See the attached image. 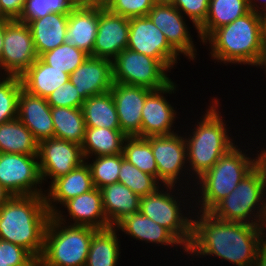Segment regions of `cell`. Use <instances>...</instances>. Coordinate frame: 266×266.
Listing matches in <instances>:
<instances>
[{"label": "cell", "instance_id": "obj_1", "mask_svg": "<svg viewBox=\"0 0 266 266\" xmlns=\"http://www.w3.org/2000/svg\"><path fill=\"white\" fill-rule=\"evenodd\" d=\"M196 216L186 248L190 255H213L237 266H252L258 251L266 244V226L224 221L210 212Z\"/></svg>", "mask_w": 266, "mask_h": 266}, {"label": "cell", "instance_id": "obj_2", "mask_svg": "<svg viewBox=\"0 0 266 266\" xmlns=\"http://www.w3.org/2000/svg\"><path fill=\"white\" fill-rule=\"evenodd\" d=\"M50 217L45 195L12 196L0 206V239L25 248L39 260Z\"/></svg>", "mask_w": 266, "mask_h": 266}, {"label": "cell", "instance_id": "obj_3", "mask_svg": "<svg viewBox=\"0 0 266 266\" xmlns=\"http://www.w3.org/2000/svg\"><path fill=\"white\" fill-rule=\"evenodd\" d=\"M265 32L262 14L250 11L216 29L203 44L209 41L210 54L218 62L256 66L261 58Z\"/></svg>", "mask_w": 266, "mask_h": 266}, {"label": "cell", "instance_id": "obj_4", "mask_svg": "<svg viewBox=\"0 0 266 266\" xmlns=\"http://www.w3.org/2000/svg\"><path fill=\"white\" fill-rule=\"evenodd\" d=\"M59 209L48 220L44 234V250L38 260L42 266H85L93 234L88 226H65ZM64 225V226H63Z\"/></svg>", "mask_w": 266, "mask_h": 266}, {"label": "cell", "instance_id": "obj_5", "mask_svg": "<svg viewBox=\"0 0 266 266\" xmlns=\"http://www.w3.org/2000/svg\"><path fill=\"white\" fill-rule=\"evenodd\" d=\"M212 106L206 110L203 119L197 122L192 136L184 138L187 147V160L190 169L199 179L231 148L235 146L233 139L227 134L226 124L218 111V100H215ZM217 107V108H216Z\"/></svg>", "mask_w": 266, "mask_h": 266}, {"label": "cell", "instance_id": "obj_6", "mask_svg": "<svg viewBox=\"0 0 266 266\" xmlns=\"http://www.w3.org/2000/svg\"><path fill=\"white\" fill-rule=\"evenodd\" d=\"M265 190L266 168L258 164L227 197L220 200L209 212L224 221L266 226ZM256 208L257 211H255Z\"/></svg>", "mask_w": 266, "mask_h": 266}, {"label": "cell", "instance_id": "obj_7", "mask_svg": "<svg viewBox=\"0 0 266 266\" xmlns=\"http://www.w3.org/2000/svg\"><path fill=\"white\" fill-rule=\"evenodd\" d=\"M258 165L257 158L251 159L238 146L231 148L197 181L201 193L200 213L209 212L220 200L227 197ZM199 182V183H198ZM201 186V187H200Z\"/></svg>", "mask_w": 266, "mask_h": 266}, {"label": "cell", "instance_id": "obj_8", "mask_svg": "<svg viewBox=\"0 0 266 266\" xmlns=\"http://www.w3.org/2000/svg\"><path fill=\"white\" fill-rule=\"evenodd\" d=\"M112 69L114 83L157 90L171 82L168 70L158 60L128 48L112 60Z\"/></svg>", "mask_w": 266, "mask_h": 266}, {"label": "cell", "instance_id": "obj_9", "mask_svg": "<svg viewBox=\"0 0 266 266\" xmlns=\"http://www.w3.org/2000/svg\"><path fill=\"white\" fill-rule=\"evenodd\" d=\"M168 189L159 190L150 195L140 197L139 211L146 217H149L155 223L168 229L184 246V251L191 241L192 219L184 217L182 207L177 197L170 192H174L175 185L164 186ZM171 190L169 193L168 191ZM171 194V195H170ZM179 202V203H178ZM181 207V208H180Z\"/></svg>", "mask_w": 266, "mask_h": 266}, {"label": "cell", "instance_id": "obj_10", "mask_svg": "<svg viewBox=\"0 0 266 266\" xmlns=\"http://www.w3.org/2000/svg\"><path fill=\"white\" fill-rule=\"evenodd\" d=\"M0 183L12 196L45 195L37 155L0 153Z\"/></svg>", "mask_w": 266, "mask_h": 266}, {"label": "cell", "instance_id": "obj_11", "mask_svg": "<svg viewBox=\"0 0 266 266\" xmlns=\"http://www.w3.org/2000/svg\"><path fill=\"white\" fill-rule=\"evenodd\" d=\"M127 48L158 60L167 70L172 69L179 53L148 16L129 19Z\"/></svg>", "mask_w": 266, "mask_h": 266}, {"label": "cell", "instance_id": "obj_12", "mask_svg": "<svg viewBox=\"0 0 266 266\" xmlns=\"http://www.w3.org/2000/svg\"><path fill=\"white\" fill-rule=\"evenodd\" d=\"M38 58L30 27L12 20L5 28L0 68L6 76H21Z\"/></svg>", "mask_w": 266, "mask_h": 266}, {"label": "cell", "instance_id": "obj_13", "mask_svg": "<svg viewBox=\"0 0 266 266\" xmlns=\"http://www.w3.org/2000/svg\"><path fill=\"white\" fill-rule=\"evenodd\" d=\"M37 157L42 182L49 176L51 183L85 162L81 145L55 137L38 143Z\"/></svg>", "mask_w": 266, "mask_h": 266}, {"label": "cell", "instance_id": "obj_14", "mask_svg": "<svg viewBox=\"0 0 266 266\" xmlns=\"http://www.w3.org/2000/svg\"><path fill=\"white\" fill-rule=\"evenodd\" d=\"M145 139L151 144L158 169V180L164 185H175L179 181V175L184 169L186 170L183 168L187 161L184 137L175 132L171 135L149 136Z\"/></svg>", "mask_w": 266, "mask_h": 266}, {"label": "cell", "instance_id": "obj_15", "mask_svg": "<svg viewBox=\"0 0 266 266\" xmlns=\"http://www.w3.org/2000/svg\"><path fill=\"white\" fill-rule=\"evenodd\" d=\"M163 32L169 44L178 52L195 60L196 49L183 14L171 3L156 2L147 15ZM189 33V34H188Z\"/></svg>", "mask_w": 266, "mask_h": 266}, {"label": "cell", "instance_id": "obj_16", "mask_svg": "<svg viewBox=\"0 0 266 266\" xmlns=\"http://www.w3.org/2000/svg\"><path fill=\"white\" fill-rule=\"evenodd\" d=\"M129 19L99 5L98 31L95 38L93 57L113 60L127 48Z\"/></svg>", "mask_w": 266, "mask_h": 266}, {"label": "cell", "instance_id": "obj_17", "mask_svg": "<svg viewBox=\"0 0 266 266\" xmlns=\"http://www.w3.org/2000/svg\"><path fill=\"white\" fill-rule=\"evenodd\" d=\"M151 91L140 86L113 83L110 92L114 98L121 131L127 137H141V112Z\"/></svg>", "mask_w": 266, "mask_h": 266}, {"label": "cell", "instance_id": "obj_18", "mask_svg": "<svg viewBox=\"0 0 266 266\" xmlns=\"http://www.w3.org/2000/svg\"><path fill=\"white\" fill-rule=\"evenodd\" d=\"M174 90L176 85L171 81L167 86L152 90L147 95L141 112V138L174 134L172 127L176 112L163 96L166 93H174Z\"/></svg>", "mask_w": 266, "mask_h": 266}, {"label": "cell", "instance_id": "obj_19", "mask_svg": "<svg viewBox=\"0 0 266 266\" xmlns=\"http://www.w3.org/2000/svg\"><path fill=\"white\" fill-rule=\"evenodd\" d=\"M80 96L86 100L91 96L110 91L113 81L112 61L88 56L69 77Z\"/></svg>", "mask_w": 266, "mask_h": 266}, {"label": "cell", "instance_id": "obj_20", "mask_svg": "<svg viewBox=\"0 0 266 266\" xmlns=\"http://www.w3.org/2000/svg\"><path fill=\"white\" fill-rule=\"evenodd\" d=\"M17 118L31 131L38 143L54 138L51 106L45 98L30 94L22 88L18 99Z\"/></svg>", "mask_w": 266, "mask_h": 266}, {"label": "cell", "instance_id": "obj_21", "mask_svg": "<svg viewBox=\"0 0 266 266\" xmlns=\"http://www.w3.org/2000/svg\"><path fill=\"white\" fill-rule=\"evenodd\" d=\"M99 5L76 6L68 14L64 43L83 50L93 57V48L98 31Z\"/></svg>", "mask_w": 266, "mask_h": 266}, {"label": "cell", "instance_id": "obj_22", "mask_svg": "<svg viewBox=\"0 0 266 266\" xmlns=\"http://www.w3.org/2000/svg\"><path fill=\"white\" fill-rule=\"evenodd\" d=\"M88 163L83 162L67 175L61 176L51 183L47 195L45 194L46 206L51 216L58 210L55 203L60 202L59 204L63 205L66 201L94 188Z\"/></svg>", "mask_w": 266, "mask_h": 266}, {"label": "cell", "instance_id": "obj_23", "mask_svg": "<svg viewBox=\"0 0 266 266\" xmlns=\"http://www.w3.org/2000/svg\"><path fill=\"white\" fill-rule=\"evenodd\" d=\"M63 206L67 208L70 218L74 221L70 225L88 226L97 230L112 227L103 209L101 190L96 187L66 201Z\"/></svg>", "mask_w": 266, "mask_h": 266}, {"label": "cell", "instance_id": "obj_24", "mask_svg": "<svg viewBox=\"0 0 266 266\" xmlns=\"http://www.w3.org/2000/svg\"><path fill=\"white\" fill-rule=\"evenodd\" d=\"M114 227L140 241L161 244L162 246L175 245L177 247L182 245L181 248L184 247L168 229L155 223L149 217L144 216L140 211L127 215Z\"/></svg>", "mask_w": 266, "mask_h": 266}, {"label": "cell", "instance_id": "obj_25", "mask_svg": "<svg viewBox=\"0 0 266 266\" xmlns=\"http://www.w3.org/2000/svg\"><path fill=\"white\" fill-rule=\"evenodd\" d=\"M70 75L46 64L40 57L20 76L22 88L30 94L47 98L69 81Z\"/></svg>", "mask_w": 266, "mask_h": 266}, {"label": "cell", "instance_id": "obj_26", "mask_svg": "<svg viewBox=\"0 0 266 266\" xmlns=\"http://www.w3.org/2000/svg\"><path fill=\"white\" fill-rule=\"evenodd\" d=\"M68 14L50 13L28 23L38 57L64 44Z\"/></svg>", "mask_w": 266, "mask_h": 266}, {"label": "cell", "instance_id": "obj_27", "mask_svg": "<svg viewBox=\"0 0 266 266\" xmlns=\"http://www.w3.org/2000/svg\"><path fill=\"white\" fill-rule=\"evenodd\" d=\"M103 209L111 226L127 215L139 212L140 197L121 183L102 187Z\"/></svg>", "mask_w": 266, "mask_h": 266}, {"label": "cell", "instance_id": "obj_28", "mask_svg": "<svg viewBox=\"0 0 266 266\" xmlns=\"http://www.w3.org/2000/svg\"><path fill=\"white\" fill-rule=\"evenodd\" d=\"M248 12V0H210L207 18L198 28V36L204 43L216 29L230 24Z\"/></svg>", "mask_w": 266, "mask_h": 266}, {"label": "cell", "instance_id": "obj_29", "mask_svg": "<svg viewBox=\"0 0 266 266\" xmlns=\"http://www.w3.org/2000/svg\"><path fill=\"white\" fill-rule=\"evenodd\" d=\"M127 136L121 130L86 127L81 145L86 159L92 156H107L123 153V144Z\"/></svg>", "mask_w": 266, "mask_h": 266}, {"label": "cell", "instance_id": "obj_30", "mask_svg": "<svg viewBox=\"0 0 266 266\" xmlns=\"http://www.w3.org/2000/svg\"><path fill=\"white\" fill-rule=\"evenodd\" d=\"M82 111L86 127L121 130L114 98L110 91L86 99Z\"/></svg>", "mask_w": 266, "mask_h": 266}, {"label": "cell", "instance_id": "obj_31", "mask_svg": "<svg viewBox=\"0 0 266 266\" xmlns=\"http://www.w3.org/2000/svg\"><path fill=\"white\" fill-rule=\"evenodd\" d=\"M0 153L38 155V142L18 119L0 124Z\"/></svg>", "mask_w": 266, "mask_h": 266}, {"label": "cell", "instance_id": "obj_32", "mask_svg": "<svg viewBox=\"0 0 266 266\" xmlns=\"http://www.w3.org/2000/svg\"><path fill=\"white\" fill-rule=\"evenodd\" d=\"M54 137L82 145L85 120L82 108L51 107Z\"/></svg>", "mask_w": 266, "mask_h": 266}, {"label": "cell", "instance_id": "obj_33", "mask_svg": "<svg viewBox=\"0 0 266 266\" xmlns=\"http://www.w3.org/2000/svg\"><path fill=\"white\" fill-rule=\"evenodd\" d=\"M117 229L97 230L92 237L85 266H116L120 255Z\"/></svg>", "mask_w": 266, "mask_h": 266}, {"label": "cell", "instance_id": "obj_34", "mask_svg": "<svg viewBox=\"0 0 266 266\" xmlns=\"http://www.w3.org/2000/svg\"><path fill=\"white\" fill-rule=\"evenodd\" d=\"M123 155L127 161L142 172L158 179V169L151 144L141 137H127L123 144Z\"/></svg>", "mask_w": 266, "mask_h": 266}, {"label": "cell", "instance_id": "obj_35", "mask_svg": "<svg viewBox=\"0 0 266 266\" xmlns=\"http://www.w3.org/2000/svg\"><path fill=\"white\" fill-rule=\"evenodd\" d=\"M118 183L124 184L139 197L150 195L159 187V180L129 163L122 153Z\"/></svg>", "mask_w": 266, "mask_h": 266}, {"label": "cell", "instance_id": "obj_36", "mask_svg": "<svg viewBox=\"0 0 266 266\" xmlns=\"http://www.w3.org/2000/svg\"><path fill=\"white\" fill-rule=\"evenodd\" d=\"M88 56L83 50L64 43L43 53L40 58L46 64L70 75Z\"/></svg>", "mask_w": 266, "mask_h": 266}, {"label": "cell", "instance_id": "obj_37", "mask_svg": "<svg viewBox=\"0 0 266 266\" xmlns=\"http://www.w3.org/2000/svg\"><path fill=\"white\" fill-rule=\"evenodd\" d=\"M76 6L73 0H26L18 21L28 24L50 13L70 14Z\"/></svg>", "mask_w": 266, "mask_h": 266}, {"label": "cell", "instance_id": "obj_38", "mask_svg": "<svg viewBox=\"0 0 266 266\" xmlns=\"http://www.w3.org/2000/svg\"><path fill=\"white\" fill-rule=\"evenodd\" d=\"M5 77L0 78V124L17 118L18 99L22 90L20 76Z\"/></svg>", "mask_w": 266, "mask_h": 266}, {"label": "cell", "instance_id": "obj_39", "mask_svg": "<svg viewBox=\"0 0 266 266\" xmlns=\"http://www.w3.org/2000/svg\"><path fill=\"white\" fill-rule=\"evenodd\" d=\"M122 162V153L116 155L98 156L89 163L94 187L101 189L104 186L118 183V175Z\"/></svg>", "mask_w": 266, "mask_h": 266}, {"label": "cell", "instance_id": "obj_40", "mask_svg": "<svg viewBox=\"0 0 266 266\" xmlns=\"http://www.w3.org/2000/svg\"><path fill=\"white\" fill-rule=\"evenodd\" d=\"M155 0H108L104 7L128 19L147 16Z\"/></svg>", "mask_w": 266, "mask_h": 266}, {"label": "cell", "instance_id": "obj_41", "mask_svg": "<svg viewBox=\"0 0 266 266\" xmlns=\"http://www.w3.org/2000/svg\"><path fill=\"white\" fill-rule=\"evenodd\" d=\"M0 259L8 266H33L38 260L25 248L0 239Z\"/></svg>", "mask_w": 266, "mask_h": 266}, {"label": "cell", "instance_id": "obj_42", "mask_svg": "<svg viewBox=\"0 0 266 266\" xmlns=\"http://www.w3.org/2000/svg\"><path fill=\"white\" fill-rule=\"evenodd\" d=\"M46 100L51 107L69 108H82L85 101L70 80L54 90Z\"/></svg>", "mask_w": 266, "mask_h": 266}, {"label": "cell", "instance_id": "obj_43", "mask_svg": "<svg viewBox=\"0 0 266 266\" xmlns=\"http://www.w3.org/2000/svg\"><path fill=\"white\" fill-rule=\"evenodd\" d=\"M210 0H172L170 3L175 6L183 15L186 14L192 21L196 30L205 22L209 11Z\"/></svg>", "mask_w": 266, "mask_h": 266}, {"label": "cell", "instance_id": "obj_44", "mask_svg": "<svg viewBox=\"0 0 266 266\" xmlns=\"http://www.w3.org/2000/svg\"><path fill=\"white\" fill-rule=\"evenodd\" d=\"M26 0H0L3 13L11 20H18L21 16Z\"/></svg>", "mask_w": 266, "mask_h": 266}, {"label": "cell", "instance_id": "obj_45", "mask_svg": "<svg viewBox=\"0 0 266 266\" xmlns=\"http://www.w3.org/2000/svg\"><path fill=\"white\" fill-rule=\"evenodd\" d=\"M252 266H266V244L258 251Z\"/></svg>", "mask_w": 266, "mask_h": 266}, {"label": "cell", "instance_id": "obj_46", "mask_svg": "<svg viewBox=\"0 0 266 266\" xmlns=\"http://www.w3.org/2000/svg\"><path fill=\"white\" fill-rule=\"evenodd\" d=\"M255 1L256 2L257 1L260 2L261 0H248L250 11H253V12H256V13H259V14L264 13L266 11V0H263L262 5H264V6H261L262 8L261 7L259 8V6L255 3ZM259 9H263V10L260 11Z\"/></svg>", "mask_w": 266, "mask_h": 266}, {"label": "cell", "instance_id": "obj_47", "mask_svg": "<svg viewBox=\"0 0 266 266\" xmlns=\"http://www.w3.org/2000/svg\"><path fill=\"white\" fill-rule=\"evenodd\" d=\"M12 20H0V58L3 50V38L5 35V28Z\"/></svg>", "mask_w": 266, "mask_h": 266}, {"label": "cell", "instance_id": "obj_48", "mask_svg": "<svg viewBox=\"0 0 266 266\" xmlns=\"http://www.w3.org/2000/svg\"><path fill=\"white\" fill-rule=\"evenodd\" d=\"M261 67V68H266V32L264 35V40H263V48H262V54H261V58L258 62V64L256 65V67ZM265 66V67H262ZM265 73H266V69H265Z\"/></svg>", "mask_w": 266, "mask_h": 266}, {"label": "cell", "instance_id": "obj_49", "mask_svg": "<svg viewBox=\"0 0 266 266\" xmlns=\"http://www.w3.org/2000/svg\"><path fill=\"white\" fill-rule=\"evenodd\" d=\"M12 197L11 193L0 183V206Z\"/></svg>", "mask_w": 266, "mask_h": 266}, {"label": "cell", "instance_id": "obj_50", "mask_svg": "<svg viewBox=\"0 0 266 266\" xmlns=\"http://www.w3.org/2000/svg\"><path fill=\"white\" fill-rule=\"evenodd\" d=\"M77 6L98 5V0H73Z\"/></svg>", "mask_w": 266, "mask_h": 266}, {"label": "cell", "instance_id": "obj_51", "mask_svg": "<svg viewBox=\"0 0 266 266\" xmlns=\"http://www.w3.org/2000/svg\"><path fill=\"white\" fill-rule=\"evenodd\" d=\"M257 156L258 157L255 158H257L258 164L266 168V150L263 148L261 154H258Z\"/></svg>", "mask_w": 266, "mask_h": 266}, {"label": "cell", "instance_id": "obj_52", "mask_svg": "<svg viewBox=\"0 0 266 266\" xmlns=\"http://www.w3.org/2000/svg\"><path fill=\"white\" fill-rule=\"evenodd\" d=\"M0 20H11L3 13L1 6H0Z\"/></svg>", "mask_w": 266, "mask_h": 266}, {"label": "cell", "instance_id": "obj_53", "mask_svg": "<svg viewBox=\"0 0 266 266\" xmlns=\"http://www.w3.org/2000/svg\"><path fill=\"white\" fill-rule=\"evenodd\" d=\"M108 0H98V5H104Z\"/></svg>", "mask_w": 266, "mask_h": 266}, {"label": "cell", "instance_id": "obj_54", "mask_svg": "<svg viewBox=\"0 0 266 266\" xmlns=\"http://www.w3.org/2000/svg\"><path fill=\"white\" fill-rule=\"evenodd\" d=\"M172 0H155V2L170 3Z\"/></svg>", "mask_w": 266, "mask_h": 266}, {"label": "cell", "instance_id": "obj_55", "mask_svg": "<svg viewBox=\"0 0 266 266\" xmlns=\"http://www.w3.org/2000/svg\"><path fill=\"white\" fill-rule=\"evenodd\" d=\"M0 266H8L7 263L3 262L1 259H0Z\"/></svg>", "mask_w": 266, "mask_h": 266}, {"label": "cell", "instance_id": "obj_56", "mask_svg": "<svg viewBox=\"0 0 266 266\" xmlns=\"http://www.w3.org/2000/svg\"><path fill=\"white\" fill-rule=\"evenodd\" d=\"M262 17H263L264 22H265V24H266V11H265L264 13H262Z\"/></svg>", "mask_w": 266, "mask_h": 266}, {"label": "cell", "instance_id": "obj_57", "mask_svg": "<svg viewBox=\"0 0 266 266\" xmlns=\"http://www.w3.org/2000/svg\"><path fill=\"white\" fill-rule=\"evenodd\" d=\"M33 266H42L39 261H37Z\"/></svg>", "mask_w": 266, "mask_h": 266}]
</instances>
